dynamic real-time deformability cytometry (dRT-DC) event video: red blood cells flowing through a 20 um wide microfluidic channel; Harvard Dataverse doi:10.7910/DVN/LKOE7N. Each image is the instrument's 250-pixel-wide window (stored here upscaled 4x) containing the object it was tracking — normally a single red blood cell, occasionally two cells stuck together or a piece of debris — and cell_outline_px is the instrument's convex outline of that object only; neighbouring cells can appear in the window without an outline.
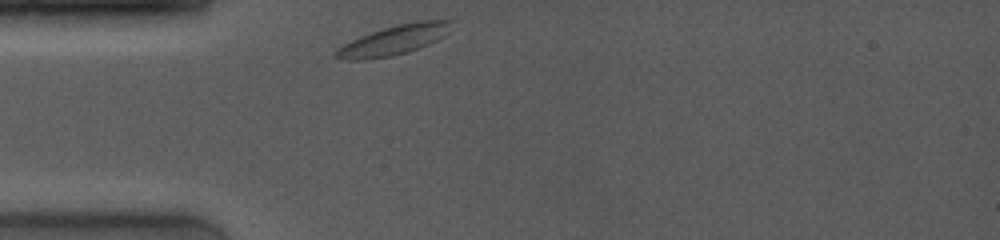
{"species": "common noctule bat (a hibernating species)", "species_latin": "Nyctalus noctula", "temperature_condition": "room temperature", "stored_images_in_passage": 34, "camera_frame_rate_fps": 4000, "um_per_image_px": 0.085, "animal": {"sex": "female", "body_mass_g": 19.0, "forearm_length_mm": 53.3}, "frame": {"image": 1, "passage_image": 1, "time_ms": 0.0, "image_size_px": [1000, 240], "cell_outline_px": [[452, 20], [444, 36], [420, 48], [408, 52], [392, 56], [364, 60], [348, 60], [332, 56], [344, 44], [360, 36], [396, 24], [416, 20]], "centroid_in_image_um": [33.47, 3.41], "position_along_channel_um": 51.5, "area_um2": 19.71}}
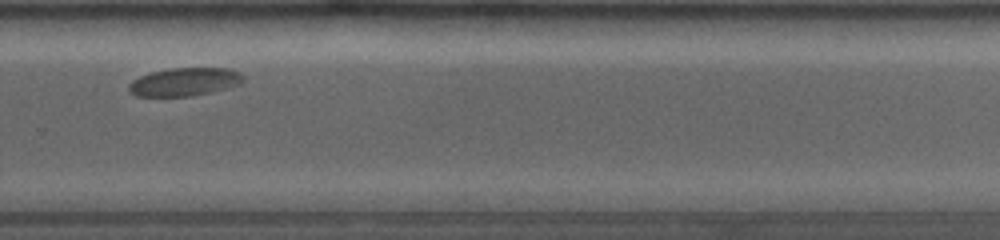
{"frame": {"image": 2, "passage_image": 27, "time_ms": 7.5, "image_size_px": [1000, 240], "cell_outline_px": [[244, 80], [240, 84], [192, 96], [136, 96], [128, 92], [128, 84], [132, 80], [140, 76], [152, 72], [168, 68], [228, 68], [240, 72], [244, 76]], "centroid_in_image_um": [15.65, 6.95], "position_along_channel_um": 314.1, "area_um2": 18.79}}
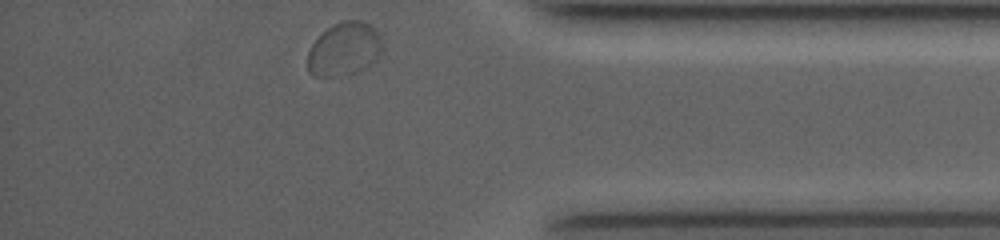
{"frame": {"image": 3, "passage_image": 34, "time_ms": 10.25, "image_size_px": [1000, 240], "cell_outline_px": [[380, 56], [376, 60], [364, 68], [340, 76], [312, 76], [308, 72], [308, 52], [312, 44], [332, 24], [344, 20], [360, 20], [368, 24], [380, 36]], "centroid_in_image_um": [29.23, 4.18], "position_along_channel_um": 406.0, "area_um2": 22.83}, "authors_computed_cell_mechanics": {"area_um2": 19.4208, "velocity_mm_per_s": 3.6474, "shape_relaxation_time_tau1_ms": 3.8565, "shape_relaxation_time_tau2_ms": null, "deformation_change_tau1": 0.1198, "deformation_change_tau2": null}}